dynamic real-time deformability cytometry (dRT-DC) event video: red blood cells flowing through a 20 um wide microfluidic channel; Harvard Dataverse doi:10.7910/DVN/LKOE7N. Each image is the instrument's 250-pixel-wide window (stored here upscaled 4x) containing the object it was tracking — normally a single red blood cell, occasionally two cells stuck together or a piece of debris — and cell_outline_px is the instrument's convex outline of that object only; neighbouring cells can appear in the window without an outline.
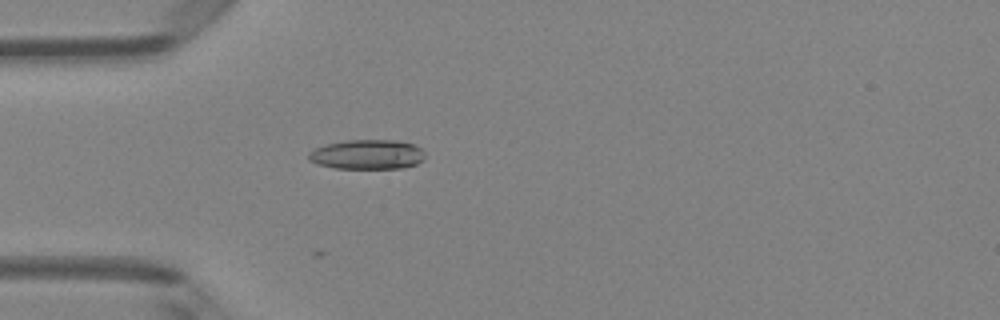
{"species": "Egyptian fruit bat (a non-hibernating species)", "species_latin": "Rousettus aegyptiacus", "temperature_condition": "room temperature", "stored_images_in_passage": 5, "camera_frame_rate_fps": 3000, "um_per_image_px": 0.085, "animal": {"sex": "female"}, "frame": {"image": 1, "passage_image": 5, "time_ms": 4.667, "image_size_px": [1000, 320], "cell_outline_px": [[424, 160], [416, 164], [404, 168], [336, 168], [320, 164], [308, 160], [308, 152], [316, 148], [328, 144], [348, 140], [396, 140], [412, 144], [420, 148], [424, 152]], "centroid_in_image_um": [31.24, 13.13], "position_along_channel_um": 53.8, "area_um2": 19.94}}